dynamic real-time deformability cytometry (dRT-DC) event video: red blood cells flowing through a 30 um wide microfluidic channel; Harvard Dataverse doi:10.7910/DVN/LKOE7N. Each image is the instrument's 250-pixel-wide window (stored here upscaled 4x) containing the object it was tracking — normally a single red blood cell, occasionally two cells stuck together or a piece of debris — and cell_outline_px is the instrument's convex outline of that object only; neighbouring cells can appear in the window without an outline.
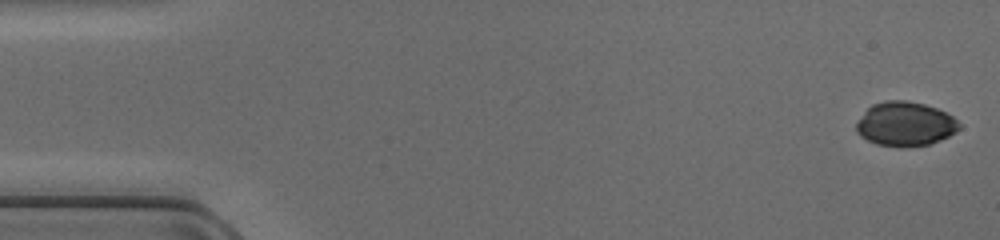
{"species": "common noctule bat (a hibernating species)", "species_latin": "Nyctalus noctula", "temperature_condition": "cold", "stored_images_in_passage": 47, "camera_frame_rate_fps": 3000, "um_per_image_px": 0.085, "animal": {"sex": "female", "body_mass_g": 17.0, "forearm_length_mm": 48.0}, "frame": {"image": 1, "passage_image": 1, "time_ms": 0.0, "image_size_px": [1000, 240], "cell_outline_px": [[960, 128], [956, 132], [940, 140], [928, 144], [876, 144], [860, 136], [856, 132], [856, 124], [864, 112], [872, 104], [884, 100], [904, 100], [924, 104], [936, 108], [952, 116], [960, 124]], "centroid_in_image_um": [76.93, 10.49], "position_along_channel_um": 8.1, "area_um2": 25.78}}
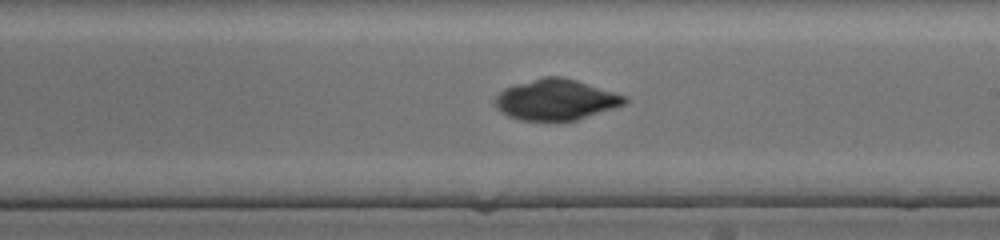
{"frame": {"image": 2, "passage_image": 27, "time_ms": 8.667, "image_size_px": [1000, 240], "cell_outline_px": [[628, 100], [624, 104], [576, 120], [520, 120], [508, 116], [500, 112], [496, 108], [496, 96], [504, 88], [516, 84], [544, 76], [560, 76], [576, 80], [628, 96]], "centroid_in_image_um": [47.24, 8.46], "position_along_channel_um": 241.8, "area_um2": 30.52}}
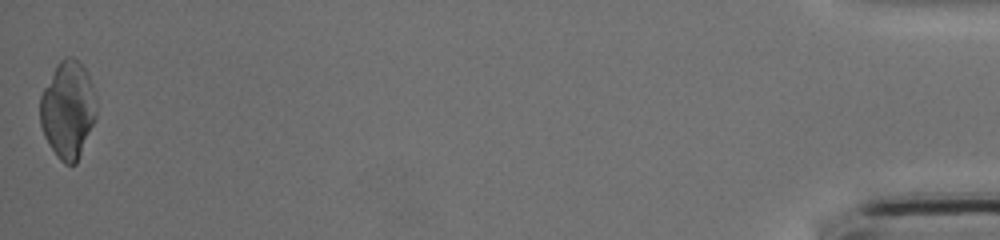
{"frame": {"image": 3, "passage_image": 47, "time_ms": 15.333, "image_size_px": [1000, 240], "cell_outline_px": [[96, 116], [76, 164], [64, 164], [56, 156], [48, 144], [44, 136], [40, 124], [40, 96], [56, 64], [60, 60], [68, 56], [72, 56], [84, 68], [92, 84], [96, 112]], "centroid_in_image_um": [5.74, 9.34], "position_along_channel_um": 429.5, "area_um2": 31.56}}